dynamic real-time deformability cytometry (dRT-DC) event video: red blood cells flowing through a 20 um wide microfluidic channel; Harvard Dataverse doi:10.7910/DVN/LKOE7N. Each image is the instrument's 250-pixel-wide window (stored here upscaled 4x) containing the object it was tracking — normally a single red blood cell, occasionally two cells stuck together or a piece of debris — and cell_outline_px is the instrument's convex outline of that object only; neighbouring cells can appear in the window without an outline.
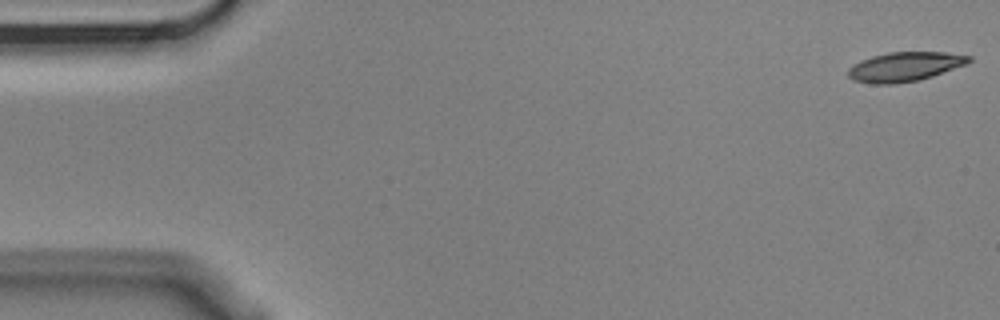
{"species": "Egyptian fruit bat (a non-hibernating species)", "species_latin": "Rousettus aegyptiacus", "temperature_condition": "cold", "stored_images_in_passage": 5, "camera_frame_rate_fps": 3000, "um_per_image_px": 0.085, "animal": {"sex": "male"}, "frame": {"image": 1, "passage_image": 1, "time_ms": 0.0, "image_size_px": [1000, 320], "cell_outline_px": [[972, 60], [968, 64], [920, 80], [892, 84], [872, 84], [852, 80], [848, 76], [848, 68], [860, 60], [872, 56], [888, 52], [944, 52], [972, 56]], "centroid_in_image_um": [76.91, 5.67], "position_along_channel_um": 8.1, "area_um2": 20.81}}
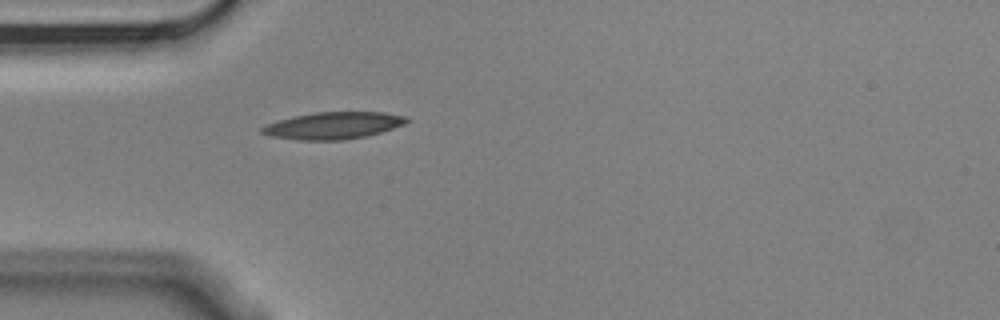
{"frame": {"image": 2, "passage_image": 5, "time_ms": 1.333, "image_size_px": [1000, 320], "cell_outline_px": [[412, 120], [404, 124], [380, 132], [364, 136], [344, 140], [296, 140], [272, 136], [260, 132], [260, 128], [268, 124], [292, 116], [312, 112], [384, 112], [408, 116]], "centroid_in_image_um": [28.35, 10.66], "position_along_channel_um": 56.6, "area_um2": 22.77}}